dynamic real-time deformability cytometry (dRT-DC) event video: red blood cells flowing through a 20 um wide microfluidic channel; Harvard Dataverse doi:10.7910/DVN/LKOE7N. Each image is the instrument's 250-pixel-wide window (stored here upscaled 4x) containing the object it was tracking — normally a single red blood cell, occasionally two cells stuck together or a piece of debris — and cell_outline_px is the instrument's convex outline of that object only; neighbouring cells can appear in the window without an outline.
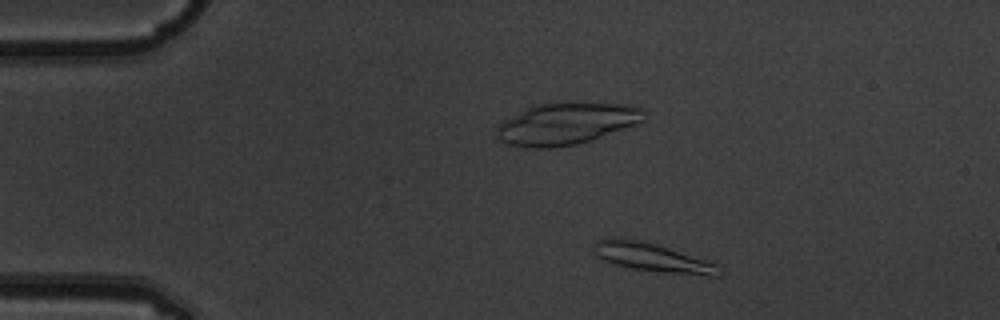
{"species": "common noctule bat (a hibernating species)", "species_latin": "Nyctalus noctula", "temperature_condition": "warm", "stored_images_in_passage": 7, "camera_frame_rate_fps": 3000, "um_per_image_px": 0.085, "animal": {"sex": "male", "body_mass_g": 19.5, "forearm_length_mm": 54.6}, "frame": {"image": 1, "passage_image": 4, "time_ms": 1.0, "image_size_px": [1000, 320], "cell_outline_px": [[724, 272], [720, 276], [708, 276], [664, 272], [632, 268], [612, 264], [596, 256], [592, 248], [592, 244], [596, 240], [636, 240], [656, 244], [712, 260], [720, 264]], "centroid_in_image_um": [55.61, 21.92], "position_along_channel_um": 29.4, "area_um2": 20.98}}
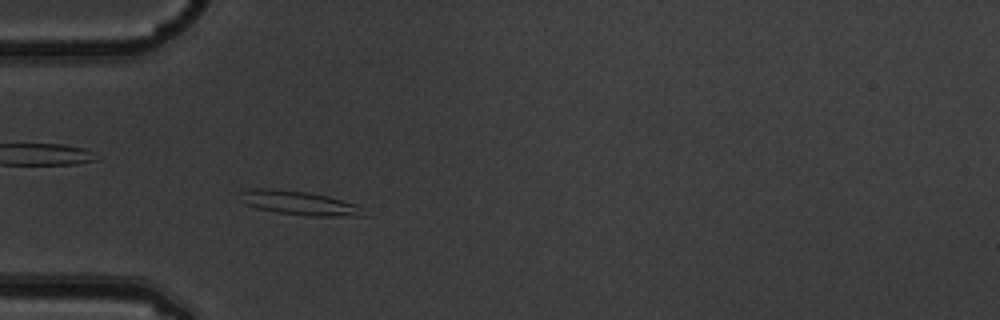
{"frame": {"image": 2, "passage_image": 6, "time_ms": 1.667, "image_size_px": [1000, 320], "cell_outline_px": [[368, 216], [312, 216], [276, 212], [256, 208], [244, 204], [240, 200], [240, 192], [260, 188], [268, 188], [308, 192], [328, 196], [356, 204]], "centroid_in_image_um": [25.42, 17.26], "position_along_channel_um": 59.6, "area_um2": 17.17}}